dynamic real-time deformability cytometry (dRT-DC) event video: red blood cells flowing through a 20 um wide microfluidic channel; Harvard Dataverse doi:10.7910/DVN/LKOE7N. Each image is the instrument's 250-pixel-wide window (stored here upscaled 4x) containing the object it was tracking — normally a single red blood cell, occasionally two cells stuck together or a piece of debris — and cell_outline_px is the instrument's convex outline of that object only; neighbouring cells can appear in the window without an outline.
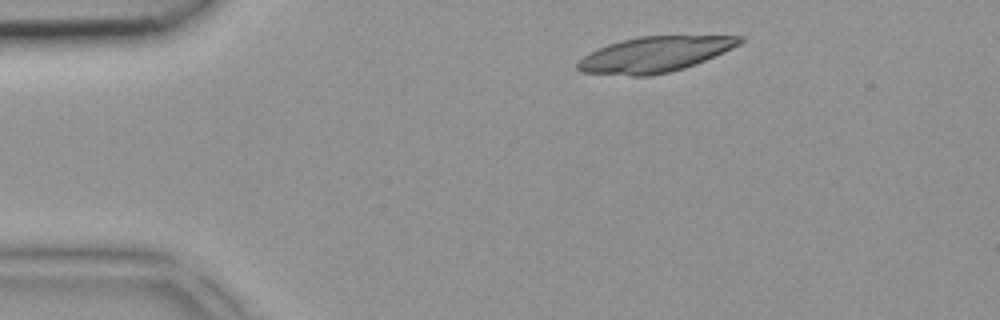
{"species": "common noctule bat (a hibernating species)", "species_latin": "Nyctalus noctula", "temperature_condition": "room temperature", "stored_images_in_passage": 2, "camera_frame_rate_fps": 3000, "um_per_image_px": 0.085, "animal": {"sex": "female", "body_mass_g": 18.4}, "frame": {"image": 1, "passage_image": 1, "time_ms": 0.0, "image_size_px": [1000, 320], "cell_outline_px": [[744, 40], [740, 44], [732, 48], [704, 60], [684, 68], [668, 72], [648, 76], [632, 76], [580, 72], [576, 68], [576, 64], [584, 56], [608, 44], [620, 40], [640, 36], [744, 36]], "centroid_in_image_um": [55.63, 4.62], "position_along_channel_um": 29.4, "area_um2": 33.12}}